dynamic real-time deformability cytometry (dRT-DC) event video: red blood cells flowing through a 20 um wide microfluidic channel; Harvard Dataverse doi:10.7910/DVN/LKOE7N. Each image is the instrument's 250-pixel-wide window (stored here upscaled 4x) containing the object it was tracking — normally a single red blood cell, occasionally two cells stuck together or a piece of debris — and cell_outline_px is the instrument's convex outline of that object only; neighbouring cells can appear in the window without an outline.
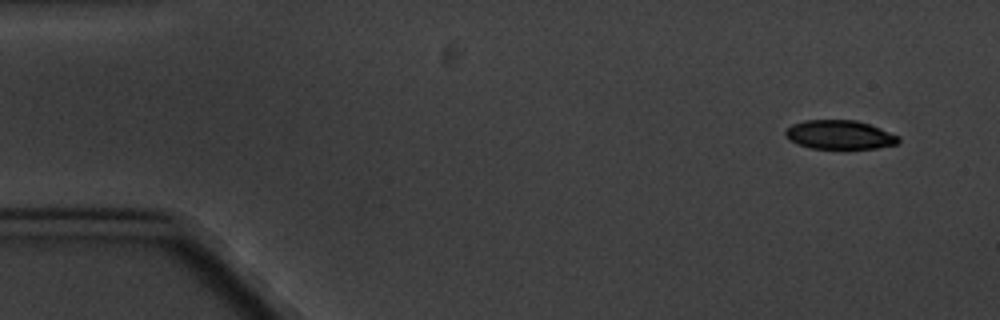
{"species": "common noctule bat (a hibernating species)", "species_latin": "Nyctalus noctula", "temperature_condition": "cold", "stored_images_in_passage": 5, "camera_frame_rate_fps": 3000, "um_per_image_px": 0.085, "animal": {"sex": "male", "body_mass_g": 20.1, "forearm_length_mm": 53.5}, "frame": {"image": 1, "passage_image": 1, "time_ms": 0.0, "image_size_px": [1000, 320], "cell_outline_px": [[900, 140], [896, 144], [876, 148], [848, 152], [812, 148], [796, 144], [788, 140], [784, 136], [784, 132], [792, 124], [804, 120], [856, 120], [880, 128], [900, 136]], "centroid_in_image_um": [71.36, 11.51], "position_along_channel_um": 13.6, "area_um2": 20.0}}
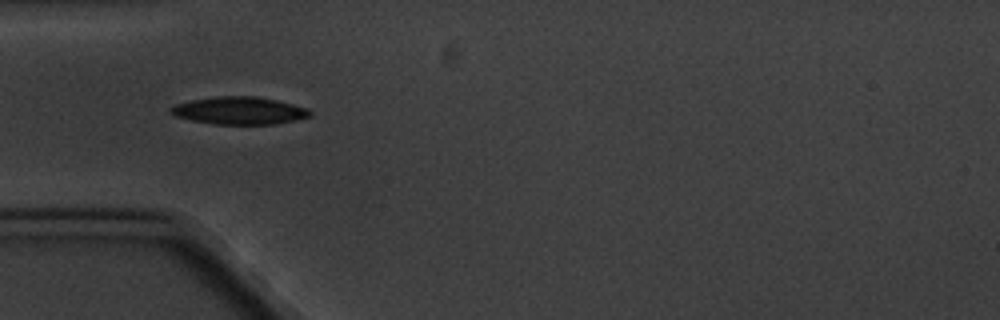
{"frame": {"image": 2, "passage_image": 5, "time_ms": 4.667, "image_size_px": [1000, 320], "cell_outline_px": [[312, 116], [296, 120], [272, 124], [212, 124], [192, 120], [176, 116], [168, 112], [168, 108], [172, 104], [192, 100], [220, 96], [256, 96], [276, 100], [308, 108], [312, 112]], "centroid_in_image_um": [20.32, 9.4], "position_along_channel_um": 64.7, "area_um2": 22.43}}